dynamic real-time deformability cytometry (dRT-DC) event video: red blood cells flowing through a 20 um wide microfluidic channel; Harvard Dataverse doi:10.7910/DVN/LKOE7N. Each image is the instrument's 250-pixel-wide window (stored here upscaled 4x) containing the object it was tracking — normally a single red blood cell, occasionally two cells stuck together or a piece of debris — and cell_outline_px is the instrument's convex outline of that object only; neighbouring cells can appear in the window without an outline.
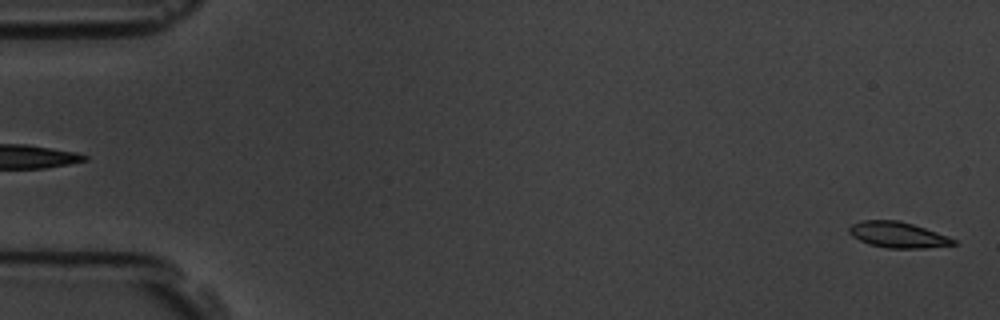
{"species": "common noctule bat (a hibernating species)", "species_latin": "Nyctalus noctula", "temperature_condition": "room temperature", "stored_images_in_passage": 6, "segment_of_instrument_passage": [2, 2], "camera_frame_rate_fps": 3000, "um_per_image_px": 0.085, "animal": {"sex": "male", "body_mass_g": 19.5, "forearm_length_mm": 54.6}, "frame": {"image": 1, "passage_image": 6, "time_ms": 5.667, "image_size_px": [1000, 320], "cell_outline_px": [[956, 244], [924, 248], [888, 248], [868, 244], [852, 236], [848, 232], [848, 228], [852, 224], [860, 220], [900, 220], [948, 236], [956, 240]], "centroid_in_image_um": [76.28, 19.95], "position_along_channel_um": 8.7, "area_um2": 15.66}}